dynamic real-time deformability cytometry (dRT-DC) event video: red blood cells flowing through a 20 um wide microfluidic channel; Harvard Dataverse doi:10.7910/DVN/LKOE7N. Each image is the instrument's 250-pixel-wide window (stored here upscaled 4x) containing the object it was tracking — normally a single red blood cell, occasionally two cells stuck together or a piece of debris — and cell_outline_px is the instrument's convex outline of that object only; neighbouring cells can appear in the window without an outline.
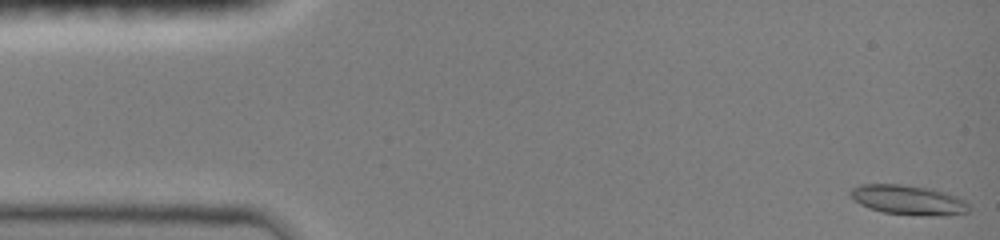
{"species": "common noctule bat (a hibernating species)", "species_latin": "Nyctalus noctula", "temperature_condition": "room temperature", "stored_images_in_passage": 47, "camera_frame_rate_fps": 3000, "um_per_image_px": 0.085, "animal": {"sex": "female", "body_mass_g": 19.0, "forearm_length_mm": 51.5}, "frame": {"image": 1, "passage_image": 1, "time_ms": 0.0, "image_size_px": [1000, 240], "cell_outline_px": [[968, 212], [944, 216], [928, 216], [884, 212], [868, 208], [860, 204], [848, 192], [852, 188], [860, 184], [900, 184], [932, 188], [956, 196], [964, 200], [968, 204]], "centroid_in_image_um": [77.21, 16.99], "position_along_channel_um": 7.8, "area_um2": 20.46}}
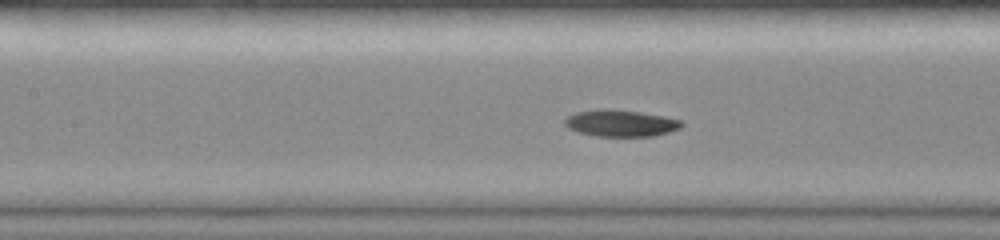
{"frame": {"image": 2, "passage_image": 21, "time_ms": 6.667, "image_size_px": [1000, 240], "cell_outline_px": [[684, 124], [680, 128], [656, 136], [596, 136], [580, 132], [568, 128], [564, 124], [564, 120], [568, 116], [576, 112], [596, 108], [612, 108], [640, 112], [664, 116], [680, 120]], "centroid_in_image_um": [52.74, 10.45], "position_along_channel_um": 154.7, "area_um2": 18.32}}
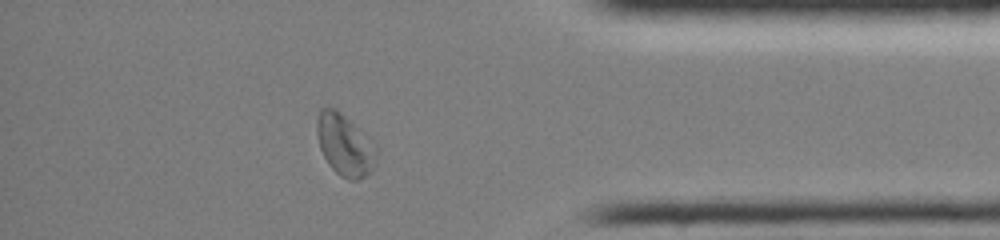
{"frame": {"image": 3, "passage_image": 41, "time_ms": 13.333, "image_size_px": [1000, 240], "cell_outline_px": [[380, 152], [372, 172], [356, 180], [348, 180], [340, 176], [328, 164], [320, 148], [316, 132], [316, 120], [320, 108], [336, 108], [376, 144], [380, 148]], "centroid_in_image_um": [29.35, 12.34], "position_along_channel_um": 405.9, "area_um2": 21.79}, "authors_computed_cell_mechanics": {"area_um2": 18.3226, "velocity_mm_per_s": 3.9938, "shape_relaxation_time_tau1_ms": 5.5972, "shape_relaxation_time_tau2_ms": null, "deformation_change_tau1": 0.157, "deformation_change_tau2": null}}